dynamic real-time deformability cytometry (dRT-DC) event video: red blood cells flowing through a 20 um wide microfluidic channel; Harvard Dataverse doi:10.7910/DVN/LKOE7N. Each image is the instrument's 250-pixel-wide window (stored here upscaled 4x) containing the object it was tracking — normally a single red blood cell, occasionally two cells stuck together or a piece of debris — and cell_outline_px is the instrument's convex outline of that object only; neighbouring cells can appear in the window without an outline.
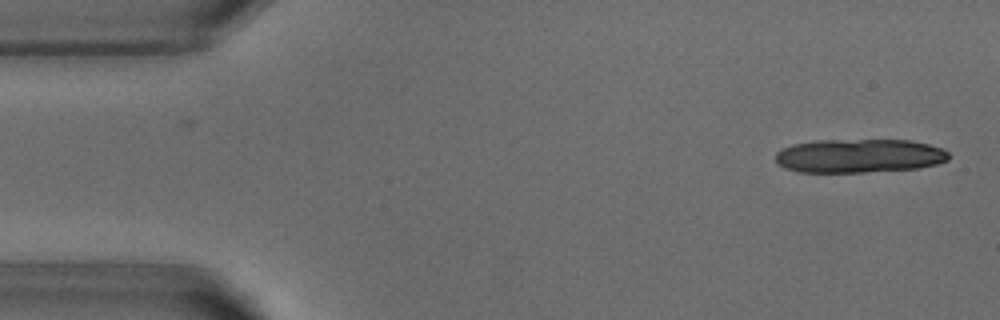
{"species": "common noctule bat (a hibernating species)", "species_latin": "Nyctalus noctula", "temperature_condition": "warm", "stored_images_in_passage": 12, "camera_frame_rate_fps": 3000, "um_per_image_px": 0.085, "animal": {"sex": "male", "body_mass_g": 18.8}, "frame": {"image": 1, "passage_image": 1, "time_ms": 0.0, "image_size_px": [1000, 320], "cell_outline_px": [[948, 160], [936, 164], [920, 168], [864, 172], [800, 172], [784, 168], [776, 164], [776, 152], [792, 144], [816, 140], [908, 140], [928, 144], [940, 148], [948, 152]], "centroid_in_image_um": [73.0, 13.25], "position_along_channel_um": 12.0, "area_um2": 34.16}}